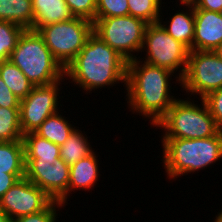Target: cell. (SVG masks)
I'll list each match as a JSON object with an SVG mask.
<instances>
[{
	"mask_svg": "<svg viewBox=\"0 0 222 222\" xmlns=\"http://www.w3.org/2000/svg\"><path fill=\"white\" fill-rule=\"evenodd\" d=\"M139 58L127 62L126 101L133 113L148 117L150 124L155 126L177 99L170 95L174 73L143 63Z\"/></svg>",
	"mask_w": 222,
	"mask_h": 222,
	"instance_id": "6da1fadb",
	"label": "cell"
},
{
	"mask_svg": "<svg viewBox=\"0 0 222 222\" xmlns=\"http://www.w3.org/2000/svg\"><path fill=\"white\" fill-rule=\"evenodd\" d=\"M126 74L127 61L94 32L88 37L83 49L64 69V78L71 79L86 93L114 86L115 83L126 85Z\"/></svg>",
	"mask_w": 222,
	"mask_h": 222,
	"instance_id": "7a4b0ae2",
	"label": "cell"
},
{
	"mask_svg": "<svg viewBox=\"0 0 222 222\" xmlns=\"http://www.w3.org/2000/svg\"><path fill=\"white\" fill-rule=\"evenodd\" d=\"M163 164L167 177L205 169L222 159V130L208 138H162Z\"/></svg>",
	"mask_w": 222,
	"mask_h": 222,
	"instance_id": "3957f363",
	"label": "cell"
},
{
	"mask_svg": "<svg viewBox=\"0 0 222 222\" xmlns=\"http://www.w3.org/2000/svg\"><path fill=\"white\" fill-rule=\"evenodd\" d=\"M34 86L64 80V68L54 58L38 31L25 29L9 59Z\"/></svg>",
	"mask_w": 222,
	"mask_h": 222,
	"instance_id": "277c9868",
	"label": "cell"
},
{
	"mask_svg": "<svg viewBox=\"0 0 222 222\" xmlns=\"http://www.w3.org/2000/svg\"><path fill=\"white\" fill-rule=\"evenodd\" d=\"M200 103L202 107L189 98L176 99L154 127L163 128L165 133L162 138L194 139L216 135L221 129L216 125L205 101L201 99Z\"/></svg>",
	"mask_w": 222,
	"mask_h": 222,
	"instance_id": "5b68a950",
	"label": "cell"
},
{
	"mask_svg": "<svg viewBox=\"0 0 222 222\" xmlns=\"http://www.w3.org/2000/svg\"><path fill=\"white\" fill-rule=\"evenodd\" d=\"M147 25L131 15L95 18L93 32L129 62L137 58L134 53L142 50Z\"/></svg>",
	"mask_w": 222,
	"mask_h": 222,
	"instance_id": "8992f818",
	"label": "cell"
},
{
	"mask_svg": "<svg viewBox=\"0 0 222 222\" xmlns=\"http://www.w3.org/2000/svg\"><path fill=\"white\" fill-rule=\"evenodd\" d=\"M38 33L54 58L65 69L93 33V22L81 17L42 26Z\"/></svg>",
	"mask_w": 222,
	"mask_h": 222,
	"instance_id": "52a82bcc",
	"label": "cell"
},
{
	"mask_svg": "<svg viewBox=\"0 0 222 222\" xmlns=\"http://www.w3.org/2000/svg\"><path fill=\"white\" fill-rule=\"evenodd\" d=\"M146 51L143 62L162 67L176 73V81L181 84L189 57L190 50L179 41L172 38L159 22L146 26L144 43L141 52Z\"/></svg>",
	"mask_w": 222,
	"mask_h": 222,
	"instance_id": "ba28073f",
	"label": "cell"
},
{
	"mask_svg": "<svg viewBox=\"0 0 222 222\" xmlns=\"http://www.w3.org/2000/svg\"><path fill=\"white\" fill-rule=\"evenodd\" d=\"M180 86L201 99L222 88V60L213 51H190Z\"/></svg>",
	"mask_w": 222,
	"mask_h": 222,
	"instance_id": "9c48e42d",
	"label": "cell"
},
{
	"mask_svg": "<svg viewBox=\"0 0 222 222\" xmlns=\"http://www.w3.org/2000/svg\"><path fill=\"white\" fill-rule=\"evenodd\" d=\"M61 82L64 81L34 86L31 92L20 101V125L23 135L34 132L49 116L59 111Z\"/></svg>",
	"mask_w": 222,
	"mask_h": 222,
	"instance_id": "30bf717a",
	"label": "cell"
},
{
	"mask_svg": "<svg viewBox=\"0 0 222 222\" xmlns=\"http://www.w3.org/2000/svg\"><path fill=\"white\" fill-rule=\"evenodd\" d=\"M53 201L37 185L23 178L0 198V208L12 220L45 210Z\"/></svg>",
	"mask_w": 222,
	"mask_h": 222,
	"instance_id": "8fae6325",
	"label": "cell"
},
{
	"mask_svg": "<svg viewBox=\"0 0 222 222\" xmlns=\"http://www.w3.org/2000/svg\"><path fill=\"white\" fill-rule=\"evenodd\" d=\"M70 166L60 157L51 163H25V178L51 199L67 204Z\"/></svg>",
	"mask_w": 222,
	"mask_h": 222,
	"instance_id": "7c38bea8",
	"label": "cell"
},
{
	"mask_svg": "<svg viewBox=\"0 0 222 222\" xmlns=\"http://www.w3.org/2000/svg\"><path fill=\"white\" fill-rule=\"evenodd\" d=\"M193 50L213 51L222 42L221 13L194 9Z\"/></svg>",
	"mask_w": 222,
	"mask_h": 222,
	"instance_id": "4fadbf2b",
	"label": "cell"
},
{
	"mask_svg": "<svg viewBox=\"0 0 222 222\" xmlns=\"http://www.w3.org/2000/svg\"><path fill=\"white\" fill-rule=\"evenodd\" d=\"M99 160L93 151L70 166L68 196L74 190H90L99 181Z\"/></svg>",
	"mask_w": 222,
	"mask_h": 222,
	"instance_id": "5bb4252c",
	"label": "cell"
},
{
	"mask_svg": "<svg viewBox=\"0 0 222 222\" xmlns=\"http://www.w3.org/2000/svg\"><path fill=\"white\" fill-rule=\"evenodd\" d=\"M32 8L34 12L33 30L35 31L42 26L74 18L64 0H32Z\"/></svg>",
	"mask_w": 222,
	"mask_h": 222,
	"instance_id": "9a60e30c",
	"label": "cell"
},
{
	"mask_svg": "<svg viewBox=\"0 0 222 222\" xmlns=\"http://www.w3.org/2000/svg\"><path fill=\"white\" fill-rule=\"evenodd\" d=\"M25 163H51L60 157V146L35 132L23 135Z\"/></svg>",
	"mask_w": 222,
	"mask_h": 222,
	"instance_id": "2e32d148",
	"label": "cell"
},
{
	"mask_svg": "<svg viewBox=\"0 0 222 222\" xmlns=\"http://www.w3.org/2000/svg\"><path fill=\"white\" fill-rule=\"evenodd\" d=\"M189 10L186 9V12L183 10L181 12L175 13L171 18V21L163 22V19L160 18L158 22L161 26L167 31V33L184 44L190 51H193V38H194V6H186ZM165 23V24H164ZM168 24V25H167Z\"/></svg>",
	"mask_w": 222,
	"mask_h": 222,
	"instance_id": "e0dca14e",
	"label": "cell"
},
{
	"mask_svg": "<svg viewBox=\"0 0 222 222\" xmlns=\"http://www.w3.org/2000/svg\"><path fill=\"white\" fill-rule=\"evenodd\" d=\"M0 172L25 178V149L23 141H0Z\"/></svg>",
	"mask_w": 222,
	"mask_h": 222,
	"instance_id": "ac0fdd59",
	"label": "cell"
},
{
	"mask_svg": "<svg viewBox=\"0 0 222 222\" xmlns=\"http://www.w3.org/2000/svg\"><path fill=\"white\" fill-rule=\"evenodd\" d=\"M0 20L33 30L32 0H0Z\"/></svg>",
	"mask_w": 222,
	"mask_h": 222,
	"instance_id": "d6986e66",
	"label": "cell"
},
{
	"mask_svg": "<svg viewBox=\"0 0 222 222\" xmlns=\"http://www.w3.org/2000/svg\"><path fill=\"white\" fill-rule=\"evenodd\" d=\"M59 112L49 116L34 132L40 137L61 146L75 130Z\"/></svg>",
	"mask_w": 222,
	"mask_h": 222,
	"instance_id": "ffe728a7",
	"label": "cell"
},
{
	"mask_svg": "<svg viewBox=\"0 0 222 222\" xmlns=\"http://www.w3.org/2000/svg\"><path fill=\"white\" fill-rule=\"evenodd\" d=\"M0 77L20 101L23 100L34 87L23 72L10 60L0 63Z\"/></svg>",
	"mask_w": 222,
	"mask_h": 222,
	"instance_id": "44dd1931",
	"label": "cell"
},
{
	"mask_svg": "<svg viewBox=\"0 0 222 222\" xmlns=\"http://www.w3.org/2000/svg\"><path fill=\"white\" fill-rule=\"evenodd\" d=\"M81 130L75 129L68 139L60 146V158L69 166L81 158L91 154L94 150L88 142V137ZM84 135V136H83ZM86 136V137H85Z\"/></svg>",
	"mask_w": 222,
	"mask_h": 222,
	"instance_id": "7402d4cb",
	"label": "cell"
},
{
	"mask_svg": "<svg viewBox=\"0 0 222 222\" xmlns=\"http://www.w3.org/2000/svg\"><path fill=\"white\" fill-rule=\"evenodd\" d=\"M0 141H23L20 109L0 107Z\"/></svg>",
	"mask_w": 222,
	"mask_h": 222,
	"instance_id": "603a6c76",
	"label": "cell"
},
{
	"mask_svg": "<svg viewBox=\"0 0 222 222\" xmlns=\"http://www.w3.org/2000/svg\"><path fill=\"white\" fill-rule=\"evenodd\" d=\"M24 30L15 23L0 20V63L9 59Z\"/></svg>",
	"mask_w": 222,
	"mask_h": 222,
	"instance_id": "cb8c5ba5",
	"label": "cell"
},
{
	"mask_svg": "<svg viewBox=\"0 0 222 222\" xmlns=\"http://www.w3.org/2000/svg\"><path fill=\"white\" fill-rule=\"evenodd\" d=\"M161 0H128L129 15L140 18L146 23H157L160 20Z\"/></svg>",
	"mask_w": 222,
	"mask_h": 222,
	"instance_id": "d4e9b609",
	"label": "cell"
},
{
	"mask_svg": "<svg viewBox=\"0 0 222 222\" xmlns=\"http://www.w3.org/2000/svg\"><path fill=\"white\" fill-rule=\"evenodd\" d=\"M129 15L128 0H96L95 18Z\"/></svg>",
	"mask_w": 222,
	"mask_h": 222,
	"instance_id": "484cf974",
	"label": "cell"
},
{
	"mask_svg": "<svg viewBox=\"0 0 222 222\" xmlns=\"http://www.w3.org/2000/svg\"><path fill=\"white\" fill-rule=\"evenodd\" d=\"M63 206L59 201H53L45 210L12 219L11 222H56L59 218L57 211Z\"/></svg>",
	"mask_w": 222,
	"mask_h": 222,
	"instance_id": "4316f807",
	"label": "cell"
},
{
	"mask_svg": "<svg viewBox=\"0 0 222 222\" xmlns=\"http://www.w3.org/2000/svg\"><path fill=\"white\" fill-rule=\"evenodd\" d=\"M74 17L95 21L96 0H64Z\"/></svg>",
	"mask_w": 222,
	"mask_h": 222,
	"instance_id": "83f0119b",
	"label": "cell"
},
{
	"mask_svg": "<svg viewBox=\"0 0 222 222\" xmlns=\"http://www.w3.org/2000/svg\"><path fill=\"white\" fill-rule=\"evenodd\" d=\"M216 125L222 130V88L210 92L203 98Z\"/></svg>",
	"mask_w": 222,
	"mask_h": 222,
	"instance_id": "f1b7e54d",
	"label": "cell"
},
{
	"mask_svg": "<svg viewBox=\"0 0 222 222\" xmlns=\"http://www.w3.org/2000/svg\"><path fill=\"white\" fill-rule=\"evenodd\" d=\"M20 100L12 93L0 77V107L19 109Z\"/></svg>",
	"mask_w": 222,
	"mask_h": 222,
	"instance_id": "f546056e",
	"label": "cell"
},
{
	"mask_svg": "<svg viewBox=\"0 0 222 222\" xmlns=\"http://www.w3.org/2000/svg\"><path fill=\"white\" fill-rule=\"evenodd\" d=\"M14 174L0 172V198L18 181Z\"/></svg>",
	"mask_w": 222,
	"mask_h": 222,
	"instance_id": "4dcf8cb0",
	"label": "cell"
},
{
	"mask_svg": "<svg viewBox=\"0 0 222 222\" xmlns=\"http://www.w3.org/2000/svg\"><path fill=\"white\" fill-rule=\"evenodd\" d=\"M194 9H203L220 13L222 11V0H198Z\"/></svg>",
	"mask_w": 222,
	"mask_h": 222,
	"instance_id": "1f68e13d",
	"label": "cell"
},
{
	"mask_svg": "<svg viewBox=\"0 0 222 222\" xmlns=\"http://www.w3.org/2000/svg\"><path fill=\"white\" fill-rule=\"evenodd\" d=\"M0 222H11L9 216L0 208Z\"/></svg>",
	"mask_w": 222,
	"mask_h": 222,
	"instance_id": "d6a6232c",
	"label": "cell"
},
{
	"mask_svg": "<svg viewBox=\"0 0 222 222\" xmlns=\"http://www.w3.org/2000/svg\"><path fill=\"white\" fill-rule=\"evenodd\" d=\"M213 52L222 60V42L213 50Z\"/></svg>",
	"mask_w": 222,
	"mask_h": 222,
	"instance_id": "836d02e7",
	"label": "cell"
},
{
	"mask_svg": "<svg viewBox=\"0 0 222 222\" xmlns=\"http://www.w3.org/2000/svg\"><path fill=\"white\" fill-rule=\"evenodd\" d=\"M198 0H181V5L186 6H194L197 3Z\"/></svg>",
	"mask_w": 222,
	"mask_h": 222,
	"instance_id": "e575fe53",
	"label": "cell"
},
{
	"mask_svg": "<svg viewBox=\"0 0 222 222\" xmlns=\"http://www.w3.org/2000/svg\"><path fill=\"white\" fill-rule=\"evenodd\" d=\"M214 222H222V210L216 215Z\"/></svg>",
	"mask_w": 222,
	"mask_h": 222,
	"instance_id": "d590c367",
	"label": "cell"
}]
</instances>
